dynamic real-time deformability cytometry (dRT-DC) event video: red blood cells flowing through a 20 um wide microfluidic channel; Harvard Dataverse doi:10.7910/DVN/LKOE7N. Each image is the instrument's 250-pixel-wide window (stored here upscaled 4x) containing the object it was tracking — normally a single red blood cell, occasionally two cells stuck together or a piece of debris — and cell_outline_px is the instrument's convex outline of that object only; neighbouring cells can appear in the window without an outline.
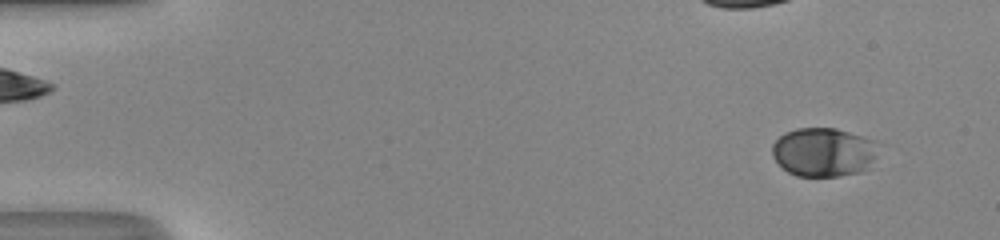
{"species": "human", "species_latin": "Homo sapiens", "temperature_condition": "room temperature", "stored_images_in_passage": 50, "camera_frame_rate_fps": 3000, "um_per_image_px": 0.085, "donor": {"sex": "male"}, "frame": {"image": 1, "passage_image": 4, "time_ms": 1.0, "image_size_px": [1000, 240], "cell_outline_px": [[872, 160], [868, 168], [860, 172], [840, 176], [796, 176], [788, 172], [772, 156], [772, 144], [784, 132], [796, 128], [836, 128], [872, 140]], "centroid_in_image_um": [69.9, 12.93], "position_along_channel_um": 15.1, "area_um2": 29.59}}
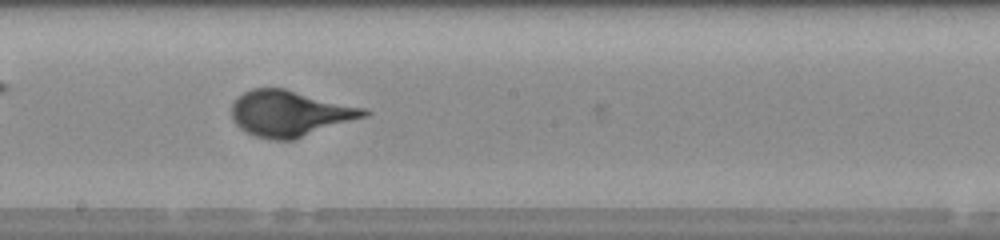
{"frame": {"image": 2, "passage_image": 29, "time_ms": 9.333, "image_size_px": [1000, 240], "cell_outline_px": [[372, 112], [368, 116], [292, 140], [272, 140], [256, 136], [240, 128], [232, 120], [232, 104], [236, 96], [252, 88], [284, 88], [368, 108]], "centroid_in_image_um": [24.67, 9.63], "position_along_channel_um": 223.5, "area_um2": 35.66}}
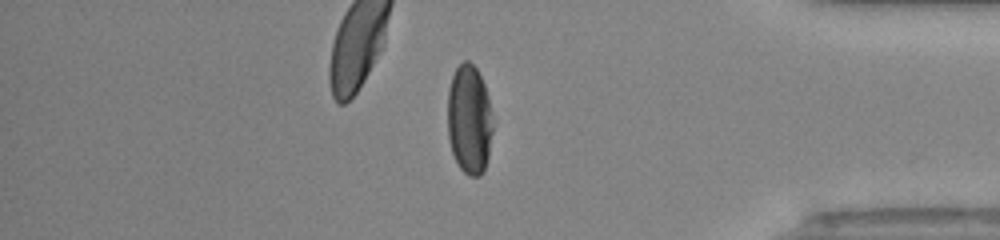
{"frame": {"image": 3, "passage_image": 43, "time_ms": 14.0, "image_size_px": [1000, 240], "cell_outline_px": [[492, 132], [488, 156], [484, 172], [480, 176], [468, 176], [460, 168], [452, 152], [448, 136], [448, 88], [452, 76], [456, 68], [464, 60], [468, 60], [476, 68], [484, 84], [488, 96], [492, 124]], "centroid_in_image_um": [39.88, 10.17], "position_along_channel_um": 395.3, "area_um2": 28.78}}